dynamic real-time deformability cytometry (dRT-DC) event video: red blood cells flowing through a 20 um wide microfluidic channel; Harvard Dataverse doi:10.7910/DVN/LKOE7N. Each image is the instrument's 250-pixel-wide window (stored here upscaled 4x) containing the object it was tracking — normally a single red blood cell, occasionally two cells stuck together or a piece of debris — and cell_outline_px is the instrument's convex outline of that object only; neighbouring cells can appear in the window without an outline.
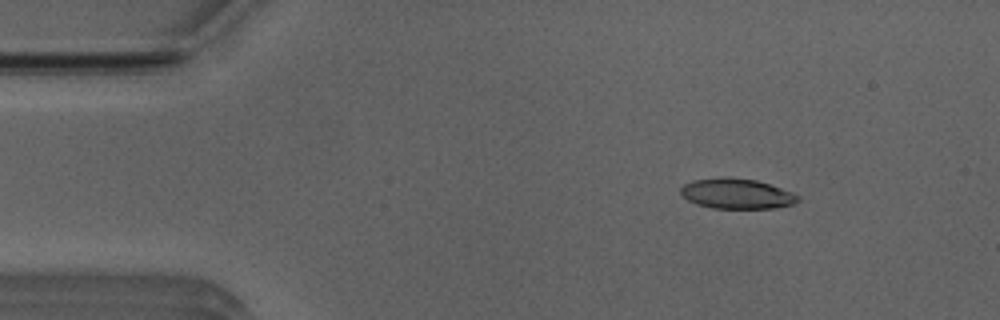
{"species": "Egyptian fruit bat (a non-hibernating species)", "species_latin": "Rousettus aegyptiacus", "temperature_condition": "room temperature", "stored_images_in_passage": 10, "camera_frame_rate_fps": 3000, "um_per_image_px": 0.085, "animal": {"sex": "male"}, "frame": {"image": 1, "passage_image": 6, "time_ms": 1.667, "image_size_px": [1000, 320], "cell_outline_px": [[800, 200], [792, 204], [776, 208], [712, 208], [696, 204], [688, 200], [680, 192], [680, 188], [684, 184], [692, 180], [756, 180], [792, 192], [800, 196]], "centroid_in_image_um": [62.65, 16.51], "position_along_channel_um": 22.3, "area_um2": 19.77}}